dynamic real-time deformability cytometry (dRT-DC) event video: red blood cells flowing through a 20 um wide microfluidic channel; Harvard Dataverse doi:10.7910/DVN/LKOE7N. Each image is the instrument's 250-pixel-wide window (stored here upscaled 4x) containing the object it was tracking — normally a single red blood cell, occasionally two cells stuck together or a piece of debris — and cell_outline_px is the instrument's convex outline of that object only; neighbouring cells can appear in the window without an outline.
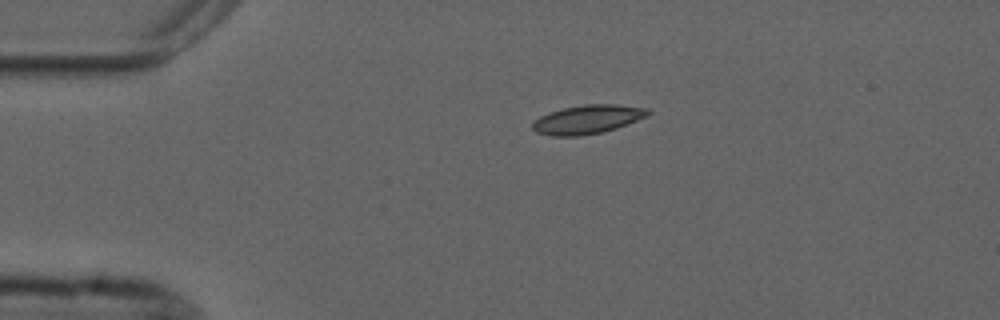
{"species": "common noctule bat (a hibernating species)", "species_latin": "Nyctalus noctula", "temperature_condition": "cold", "stored_images_in_passage": 2, "camera_frame_rate_fps": 3000, "um_per_image_px": 0.085, "animal": {"sex": "male", "forearm_length_mm": 52.5}, "frame": {"image": 1, "passage_image": 1, "time_ms": 0.0, "image_size_px": [1000, 320], "cell_outline_px": [[652, 112], [648, 116], [616, 128], [600, 132], [580, 136], [552, 136], [536, 132], [532, 128], [532, 124], [540, 116], [548, 112], [564, 108], [584, 104], [616, 104], [648, 108]], "centroid_in_image_um": [49.95, 10.14], "position_along_channel_um": 35.0, "area_um2": 19.36}}